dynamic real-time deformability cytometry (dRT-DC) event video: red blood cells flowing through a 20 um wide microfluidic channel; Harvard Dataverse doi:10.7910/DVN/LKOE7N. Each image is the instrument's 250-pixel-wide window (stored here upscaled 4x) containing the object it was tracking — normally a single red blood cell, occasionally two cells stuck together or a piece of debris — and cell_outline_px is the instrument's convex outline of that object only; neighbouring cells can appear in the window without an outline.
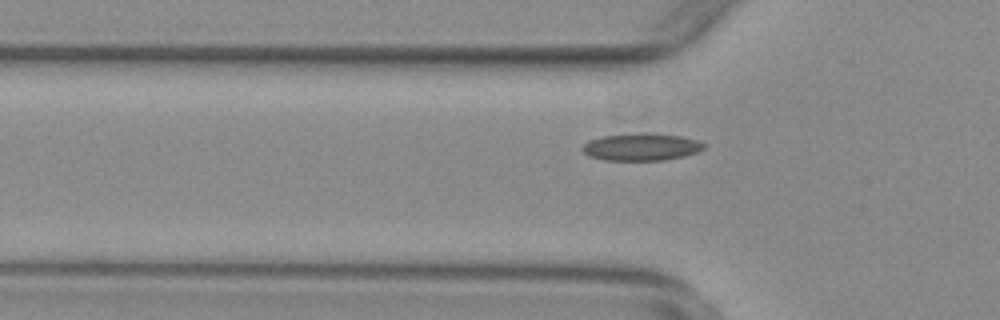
{"species": "common noctule bat (a hibernating species)", "species_latin": "Nyctalus noctula", "temperature_condition": "warm", "stored_images_in_passage": 34, "camera_frame_rate_fps": 3000, "um_per_image_px": 0.085, "animal": {"sex": "female", "body_mass_g": 29.2, "forearm_length_mm": 56.3}, "frame": {"image": 1, "passage_image": 4, "time_ms": 1.0, "image_size_px": [1000, 320], "cell_outline_px": [[704, 148], [696, 152], [684, 156], [664, 160], [604, 160], [588, 156], [580, 148], [588, 140], [604, 136], [648, 132], [680, 136], [696, 140], [704, 144]], "centroid_in_image_um": [54.47, 12.49], "position_along_channel_um": 71.3, "area_um2": 19.25}}
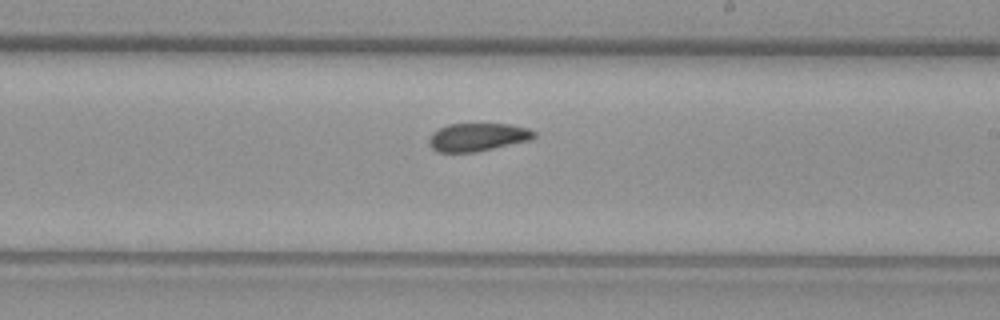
{"frame": {"image": 2, "passage_image": 18, "time_ms": 5.667, "image_size_px": [1000, 320], "cell_outline_px": [[536, 136], [532, 140], [476, 152], [436, 152], [428, 144], [428, 136], [432, 132], [448, 124], [508, 124], [528, 128], [536, 132]], "centroid_in_image_um": [40.59, 11.66], "position_along_channel_um": 248.4, "area_um2": 17.4}}
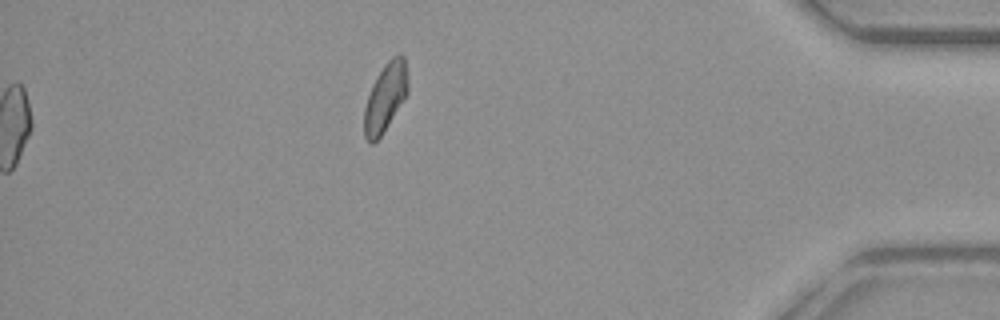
{"frame": {"image": 3, "passage_image": 34, "time_ms": 11.0, "image_size_px": [1000, 320], "cell_outline_px": [[408, 92], [380, 136], [372, 144], [364, 136], [364, 108], [372, 84], [376, 76], [384, 64], [392, 56], [400, 52], [404, 56], [408, 76]], "centroid_in_image_um": [32.76, 8.2], "position_along_channel_um": 402.4, "area_um2": 17.28}}